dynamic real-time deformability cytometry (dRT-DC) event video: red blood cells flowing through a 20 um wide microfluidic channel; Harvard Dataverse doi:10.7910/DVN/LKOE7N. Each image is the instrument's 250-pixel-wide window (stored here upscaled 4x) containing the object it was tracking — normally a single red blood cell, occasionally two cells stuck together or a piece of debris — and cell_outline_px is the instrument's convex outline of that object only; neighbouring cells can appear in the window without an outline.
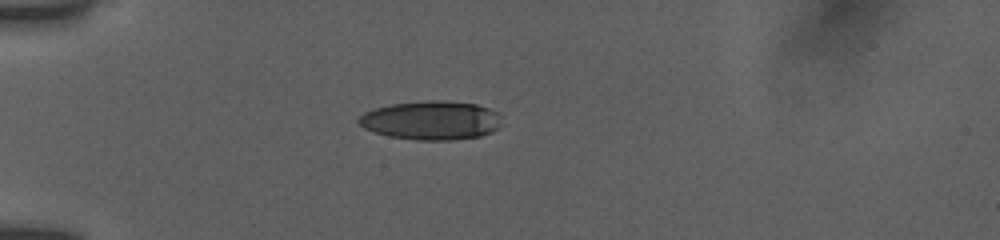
{"species": "human", "species_latin": "Homo sapiens", "temperature_condition": "room temperature", "stored_images_in_passage": 37, "camera_frame_rate_fps": 3000, "um_per_image_px": 0.085, "donor": {"sex": "female"}, "frame": {"image": 1, "passage_image": 1, "time_ms": 0.0, "image_size_px": [1000, 240], "cell_outline_px": [[500, 124], [492, 132], [480, 136], [452, 140], [420, 140], [392, 136], [376, 132], [364, 128], [356, 120], [364, 112], [388, 104], [432, 100], [440, 100], [476, 104], [488, 108], [496, 112]], "centroid_in_image_um": [36.63, 10.22], "position_along_channel_um": 48.4, "area_um2": 32.02}}
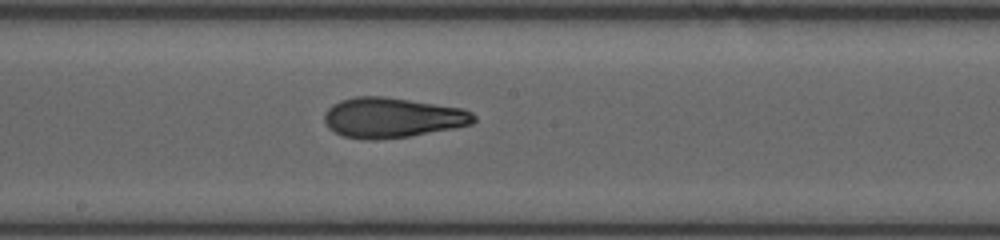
{"frame": {"image": 2, "passage_image": 16, "time_ms": 5.0, "image_size_px": [1000, 240], "cell_outline_px": [[476, 120], [472, 124], [452, 128], [408, 136], [368, 140], [364, 140], [344, 136], [328, 128], [324, 120], [324, 112], [332, 104], [340, 100], [356, 96], [384, 96], [464, 108], [472, 112], [476, 116]], "centroid_in_image_um": [33.33, 9.98], "position_along_channel_um": 214.9, "area_um2": 34.91}}
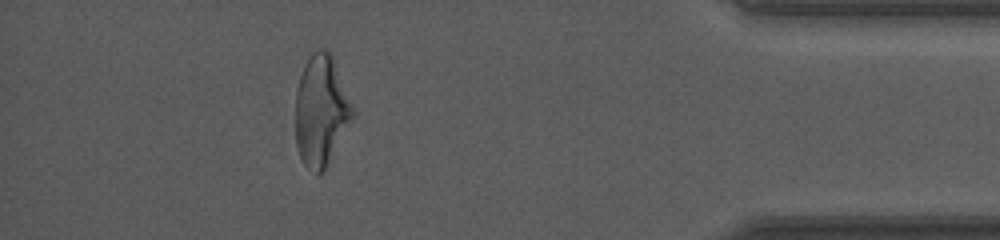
{"frame": {"image": 3, "passage_image": 32, "time_ms": 11.0, "image_size_px": [1000, 240], "cell_outline_px": [[352, 116], [324, 172], [316, 176], [304, 164], [300, 156], [296, 144], [296, 88], [300, 76], [308, 56], [312, 52], [320, 48], [324, 48], [332, 52], [352, 108]], "centroid_in_image_um": [27.25, 9.39], "position_along_channel_um": 408.0, "area_um2": 36.41}, "authors_computed_cell_mechanics": {"area_um2": 34.3332, "velocity_mm_per_s": 3.8824, "shape_relaxation_time_tau1_ms": 10.3886, "shape_relaxation_time_tau2_ms": 1.2858, "deformation_change_tau1": 0.3055, "deformation_change_tau2": 0.0908}}